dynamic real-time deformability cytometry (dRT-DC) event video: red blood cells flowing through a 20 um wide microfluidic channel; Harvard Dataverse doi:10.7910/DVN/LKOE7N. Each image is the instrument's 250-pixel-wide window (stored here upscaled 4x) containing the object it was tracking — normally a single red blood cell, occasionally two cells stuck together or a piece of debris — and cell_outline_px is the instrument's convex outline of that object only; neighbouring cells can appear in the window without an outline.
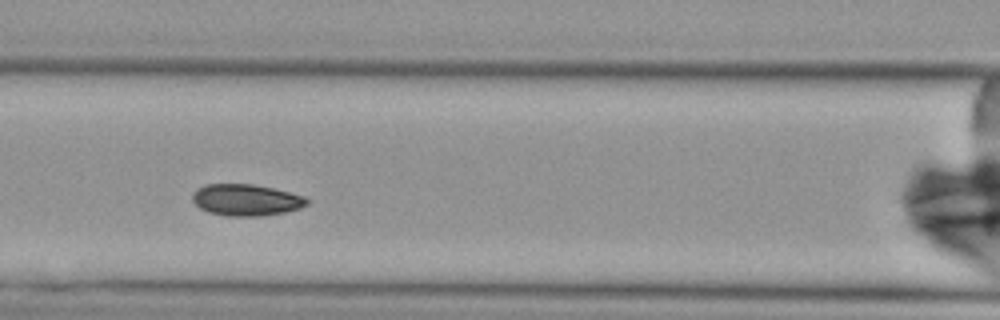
{"species": "Egyptian fruit bat (a non-hibernating species)", "species_latin": "Rousettus aegyptiacus", "temperature_condition": "cold", "stored_images_in_passage": 4, "camera_frame_rate_fps": 3000, "um_per_image_px": 0.085, "animal": {"sex": "female"}, "frame": {"image": 1, "passage_image": 3, "time_ms": 2.0, "image_size_px": [1000, 320], "cell_outline_px": [[308, 204], [300, 208], [284, 212], [260, 216], [228, 216], [208, 212], [200, 208], [192, 200], [192, 192], [196, 188], [204, 184], [252, 184], [272, 188], [304, 196], [308, 200]], "centroid_in_image_um": [20.88, 16.99], "position_along_channel_um": 145.7, "area_um2": 21.04}}